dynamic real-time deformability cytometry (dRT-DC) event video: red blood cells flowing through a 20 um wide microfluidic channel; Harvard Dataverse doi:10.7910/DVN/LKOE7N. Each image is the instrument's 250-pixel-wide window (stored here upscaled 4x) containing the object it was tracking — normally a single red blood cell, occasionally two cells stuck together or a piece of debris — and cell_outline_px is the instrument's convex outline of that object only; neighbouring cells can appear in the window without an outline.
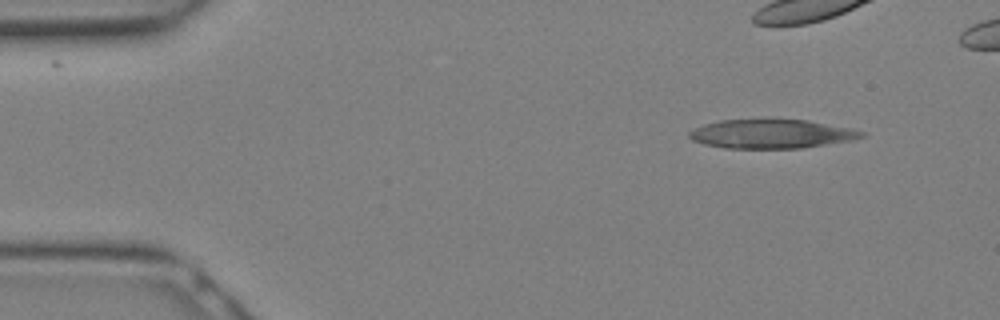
{"species": "Egyptian fruit bat (a non-hibernating species)", "species_latin": "Rousettus aegyptiacus", "temperature_condition": "warm", "stored_images_in_passage": 9, "camera_frame_rate_fps": 3000, "um_per_image_px": 0.085, "animal": {"sex": "female"}, "frame": {"image": 1, "passage_image": 1, "time_ms": 0.0, "image_size_px": [1000, 320], "cell_outline_px": [[864, 136], [856, 140], [800, 148], [724, 148], [704, 144], [692, 140], [688, 136], [688, 132], [704, 124], [720, 120], [764, 116], [772, 116], [808, 120], [848, 128], [864, 132]], "centroid_in_image_um": [65.54, 11.33], "position_along_channel_um": 19.5, "area_um2": 30.23}}
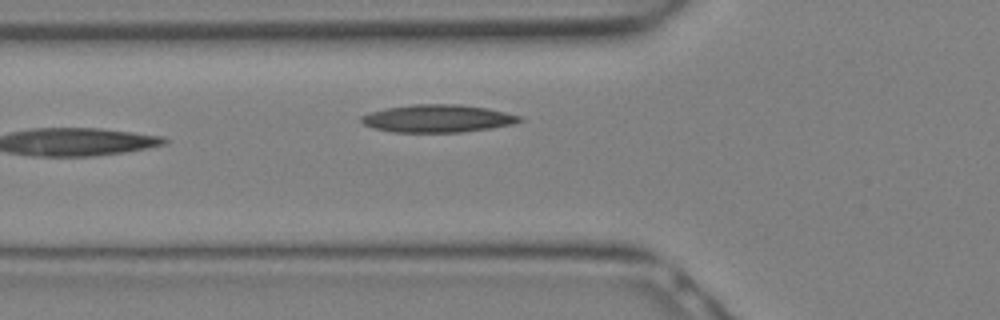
{"frame": {"image": 2, "passage_image": 9, "time_ms": 2.667, "image_size_px": [1000, 320], "cell_outline_px": [[524, 120], [516, 124], [492, 128], [464, 132], [392, 132], [372, 128], [364, 124], [360, 120], [360, 116], [368, 112], [384, 108], [412, 104], [460, 104], [488, 108], [524, 116]], "centroid_in_image_um": [37.23, 10.07], "position_along_channel_um": 88.6, "area_um2": 26.07}}